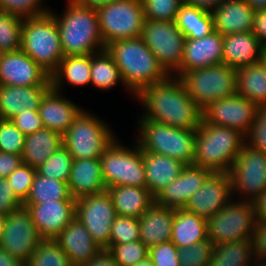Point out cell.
Instances as JSON below:
<instances>
[{"mask_svg": "<svg viewBox=\"0 0 266 266\" xmlns=\"http://www.w3.org/2000/svg\"><path fill=\"white\" fill-rule=\"evenodd\" d=\"M211 14L214 31L223 36L250 32L253 29L255 10L245 0H225Z\"/></svg>", "mask_w": 266, "mask_h": 266, "instance_id": "603a6c76", "label": "cell"}, {"mask_svg": "<svg viewBox=\"0 0 266 266\" xmlns=\"http://www.w3.org/2000/svg\"><path fill=\"white\" fill-rule=\"evenodd\" d=\"M207 239V219L186 209H175L171 241L178 249L192 246Z\"/></svg>", "mask_w": 266, "mask_h": 266, "instance_id": "4dcf8cb0", "label": "cell"}, {"mask_svg": "<svg viewBox=\"0 0 266 266\" xmlns=\"http://www.w3.org/2000/svg\"><path fill=\"white\" fill-rule=\"evenodd\" d=\"M43 2L44 0H0V10L21 18L36 17L51 11L43 8Z\"/></svg>", "mask_w": 266, "mask_h": 266, "instance_id": "c3c4849f", "label": "cell"}, {"mask_svg": "<svg viewBox=\"0 0 266 266\" xmlns=\"http://www.w3.org/2000/svg\"><path fill=\"white\" fill-rule=\"evenodd\" d=\"M136 98L145 112L139 121H154L177 128L197 129L203 119L202 109L188 94L179 77L169 76L166 80L143 88Z\"/></svg>", "mask_w": 266, "mask_h": 266, "instance_id": "6da1fadb", "label": "cell"}, {"mask_svg": "<svg viewBox=\"0 0 266 266\" xmlns=\"http://www.w3.org/2000/svg\"><path fill=\"white\" fill-rule=\"evenodd\" d=\"M53 14L64 56L89 55L105 49L96 8L81 6L68 0L61 17Z\"/></svg>", "mask_w": 266, "mask_h": 266, "instance_id": "277c9868", "label": "cell"}, {"mask_svg": "<svg viewBox=\"0 0 266 266\" xmlns=\"http://www.w3.org/2000/svg\"><path fill=\"white\" fill-rule=\"evenodd\" d=\"M253 10L266 9V0H245Z\"/></svg>", "mask_w": 266, "mask_h": 266, "instance_id": "be15d7a7", "label": "cell"}, {"mask_svg": "<svg viewBox=\"0 0 266 266\" xmlns=\"http://www.w3.org/2000/svg\"><path fill=\"white\" fill-rule=\"evenodd\" d=\"M73 161L68 149L62 145L36 169V172L47 178L68 182Z\"/></svg>", "mask_w": 266, "mask_h": 266, "instance_id": "ab89813d", "label": "cell"}, {"mask_svg": "<svg viewBox=\"0 0 266 266\" xmlns=\"http://www.w3.org/2000/svg\"><path fill=\"white\" fill-rule=\"evenodd\" d=\"M99 159L106 188L126 185L147 188L143 152L138 144L128 148L115 139Z\"/></svg>", "mask_w": 266, "mask_h": 266, "instance_id": "9c48e42d", "label": "cell"}, {"mask_svg": "<svg viewBox=\"0 0 266 266\" xmlns=\"http://www.w3.org/2000/svg\"><path fill=\"white\" fill-rule=\"evenodd\" d=\"M256 222L266 223V190L253 202Z\"/></svg>", "mask_w": 266, "mask_h": 266, "instance_id": "680465c9", "label": "cell"}, {"mask_svg": "<svg viewBox=\"0 0 266 266\" xmlns=\"http://www.w3.org/2000/svg\"><path fill=\"white\" fill-rule=\"evenodd\" d=\"M148 256L154 266H181L178 258V248L172 241L150 248Z\"/></svg>", "mask_w": 266, "mask_h": 266, "instance_id": "f907efd6", "label": "cell"}, {"mask_svg": "<svg viewBox=\"0 0 266 266\" xmlns=\"http://www.w3.org/2000/svg\"><path fill=\"white\" fill-rule=\"evenodd\" d=\"M231 177L228 173H211L189 199L184 209L208 219L232 199Z\"/></svg>", "mask_w": 266, "mask_h": 266, "instance_id": "ac0fdd59", "label": "cell"}, {"mask_svg": "<svg viewBox=\"0 0 266 266\" xmlns=\"http://www.w3.org/2000/svg\"><path fill=\"white\" fill-rule=\"evenodd\" d=\"M115 139L105 121L82 110L63 134V145L73 160L100 158Z\"/></svg>", "mask_w": 266, "mask_h": 266, "instance_id": "52a82bcc", "label": "cell"}, {"mask_svg": "<svg viewBox=\"0 0 266 266\" xmlns=\"http://www.w3.org/2000/svg\"><path fill=\"white\" fill-rule=\"evenodd\" d=\"M62 145L63 135L47 128L26 135L21 153L22 163L37 169Z\"/></svg>", "mask_w": 266, "mask_h": 266, "instance_id": "1f68e13d", "label": "cell"}, {"mask_svg": "<svg viewBox=\"0 0 266 266\" xmlns=\"http://www.w3.org/2000/svg\"><path fill=\"white\" fill-rule=\"evenodd\" d=\"M254 266H266V262H255Z\"/></svg>", "mask_w": 266, "mask_h": 266, "instance_id": "a7ac6f4b", "label": "cell"}, {"mask_svg": "<svg viewBox=\"0 0 266 266\" xmlns=\"http://www.w3.org/2000/svg\"><path fill=\"white\" fill-rule=\"evenodd\" d=\"M72 86H85L91 81V54L64 56L58 67L50 74L53 90L62 91L63 81Z\"/></svg>", "mask_w": 266, "mask_h": 266, "instance_id": "d6a6232c", "label": "cell"}, {"mask_svg": "<svg viewBox=\"0 0 266 266\" xmlns=\"http://www.w3.org/2000/svg\"><path fill=\"white\" fill-rule=\"evenodd\" d=\"M54 240L68 255L72 266L88 263L103 250L76 217H74Z\"/></svg>", "mask_w": 266, "mask_h": 266, "instance_id": "7402d4cb", "label": "cell"}, {"mask_svg": "<svg viewBox=\"0 0 266 266\" xmlns=\"http://www.w3.org/2000/svg\"><path fill=\"white\" fill-rule=\"evenodd\" d=\"M0 85H51L50 74L22 49L0 53Z\"/></svg>", "mask_w": 266, "mask_h": 266, "instance_id": "e0dca14e", "label": "cell"}, {"mask_svg": "<svg viewBox=\"0 0 266 266\" xmlns=\"http://www.w3.org/2000/svg\"><path fill=\"white\" fill-rule=\"evenodd\" d=\"M232 200L207 219L208 239L214 246L252 239L256 224L253 203Z\"/></svg>", "mask_w": 266, "mask_h": 266, "instance_id": "8fae6325", "label": "cell"}, {"mask_svg": "<svg viewBox=\"0 0 266 266\" xmlns=\"http://www.w3.org/2000/svg\"><path fill=\"white\" fill-rule=\"evenodd\" d=\"M214 244L209 240L178 249L181 266H209Z\"/></svg>", "mask_w": 266, "mask_h": 266, "instance_id": "f6af8a7d", "label": "cell"}, {"mask_svg": "<svg viewBox=\"0 0 266 266\" xmlns=\"http://www.w3.org/2000/svg\"><path fill=\"white\" fill-rule=\"evenodd\" d=\"M211 173L203 167L186 165L180 175L155 196V203L171 209H184Z\"/></svg>", "mask_w": 266, "mask_h": 266, "instance_id": "d6986e66", "label": "cell"}, {"mask_svg": "<svg viewBox=\"0 0 266 266\" xmlns=\"http://www.w3.org/2000/svg\"><path fill=\"white\" fill-rule=\"evenodd\" d=\"M76 201L43 202L24 205L43 239H55L74 219Z\"/></svg>", "mask_w": 266, "mask_h": 266, "instance_id": "ffe728a7", "label": "cell"}, {"mask_svg": "<svg viewBox=\"0 0 266 266\" xmlns=\"http://www.w3.org/2000/svg\"><path fill=\"white\" fill-rule=\"evenodd\" d=\"M55 200L76 201L71 197L67 182L47 178L36 172L29 196L23 205L55 202Z\"/></svg>", "mask_w": 266, "mask_h": 266, "instance_id": "8d00e7d4", "label": "cell"}, {"mask_svg": "<svg viewBox=\"0 0 266 266\" xmlns=\"http://www.w3.org/2000/svg\"><path fill=\"white\" fill-rule=\"evenodd\" d=\"M75 3L85 6V7H92L98 8L99 6L105 5L112 0H73Z\"/></svg>", "mask_w": 266, "mask_h": 266, "instance_id": "6125c7cd", "label": "cell"}, {"mask_svg": "<svg viewBox=\"0 0 266 266\" xmlns=\"http://www.w3.org/2000/svg\"><path fill=\"white\" fill-rule=\"evenodd\" d=\"M105 49L120 70L126 90L134 96L170 76L141 37L113 41Z\"/></svg>", "mask_w": 266, "mask_h": 266, "instance_id": "7a4b0ae2", "label": "cell"}, {"mask_svg": "<svg viewBox=\"0 0 266 266\" xmlns=\"http://www.w3.org/2000/svg\"><path fill=\"white\" fill-rule=\"evenodd\" d=\"M252 247L257 262H266V223L256 222L252 236Z\"/></svg>", "mask_w": 266, "mask_h": 266, "instance_id": "db71d44e", "label": "cell"}, {"mask_svg": "<svg viewBox=\"0 0 266 266\" xmlns=\"http://www.w3.org/2000/svg\"><path fill=\"white\" fill-rule=\"evenodd\" d=\"M147 189L155 197L161 190L174 181L186 166L175 158L143 152Z\"/></svg>", "mask_w": 266, "mask_h": 266, "instance_id": "f1b7e54d", "label": "cell"}, {"mask_svg": "<svg viewBox=\"0 0 266 266\" xmlns=\"http://www.w3.org/2000/svg\"><path fill=\"white\" fill-rule=\"evenodd\" d=\"M96 10L105 47L113 41L141 37L145 21L141 0H112Z\"/></svg>", "mask_w": 266, "mask_h": 266, "instance_id": "30bf717a", "label": "cell"}, {"mask_svg": "<svg viewBox=\"0 0 266 266\" xmlns=\"http://www.w3.org/2000/svg\"><path fill=\"white\" fill-rule=\"evenodd\" d=\"M175 209L157 205L155 202L138 219L140 241L148 249L171 241Z\"/></svg>", "mask_w": 266, "mask_h": 266, "instance_id": "83f0119b", "label": "cell"}, {"mask_svg": "<svg viewBox=\"0 0 266 266\" xmlns=\"http://www.w3.org/2000/svg\"><path fill=\"white\" fill-rule=\"evenodd\" d=\"M225 0H183L184 3L212 11L216 6Z\"/></svg>", "mask_w": 266, "mask_h": 266, "instance_id": "91938a15", "label": "cell"}, {"mask_svg": "<svg viewBox=\"0 0 266 266\" xmlns=\"http://www.w3.org/2000/svg\"><path fill=\"white\" fill-rule=\"evenodd\" d=\"M5 217L6 216L0 214V235H1L2 231H3Z\"/></svg>", "mask_w": 266, "mask_h": 266, "instance_id": "003e7915", "label": "cell"}, {"mask_svg": "<svg viewBox=\"0 0 266 266\" xmlns=\"http://www.w3.org/2000/svg\"><path fill=\"white\" fill-rule=\"evenodd\" d=\"M255 261L252 239L240 240L215 245L209 266H254Z\"/></svg>", "mask_w": 266, "mask_h": 266, "instance_id": "d590c367", "label": "cell"}, {"mask_svg": "<svg viewBox=\"0 0 266 266\" xmlns=\"http://www.w3.org/2000/svg\"><path fill=\"white\" fill-rule=\"evenodd\" d=\"M21 49L49 74L58 67L64 53L53 11L24 18Z\"/></svg>", "mask_w": 266, "mask_h": 266, "instance_id": "5b68a950", "label": "cell"}, {"mask_svg": "<svg viewBox=\"0 0 266 266\" xmlns=\"http://www.w3.org/2000/svg\"><path fill=\"white\" fill-rule=\"evenodd\" d=\"M0 266H25L17 258L0 248Z\"/></svg>", "mask_w": 266, "mask_h": 266, "instance_id": "94428289", "label": "cell"}, {"mask_svg": "<svg viewBox=\"0 0 266 266\" xmlns=\"http://www.w3.org/2000/svg\"><path fill=\"white\" fill-rule=\"evenodd\" d=\"M110 194L116 214L139 219L155 202L147 188L114 186L106 189Z\"/></svg>", "mask_w": 266, "mask_h": 266, "instance_id": "f546056e", "label": "cell"}, {"mask_svg": "<svg viewBox=\"0 0 266 266\" xmlns=\"http://www.w3.org/2000/svg\"><path fill=\"white\" fill-rule=\"evenodd\" d=\"M11 121L25 135L35 133L44 128L38 110H24L13 117Z\"/></svg>", "mask_w": 266, "mask_h": 266, "instance_id": "816d5d0a", "label": "cell"}, {"mask_svg": "<svg viewBox=\"0 0 266 266\" xmlns=\"http://www.w3.org/2000/svg\"><path fill=\"white\" fill-rule=\"evenodd\" d=\"M228 174L232 195L253 202L266 190V154L245 143Z\"/></svg>", "mask_w": 266, "mask_h": 266, "instance_id": "4fadbf2b", "label": "cell"}, {"mask_svg": "<svg viewBox=\"0 0 266 266\" xmlns=\"http://www.w3.org/2000/svg\"><path fill=\"white\" fill-rule=\"evenodd\" d=\"M119 266H133L148 257L149 249L140 240L128 244L109 245L107 249Z\"/></svg>", "mask_w": 266, "mask_h": 266, "instance_id": "b9f144b4", "label": "cell"}, {"mask_svg": "<svg viewBox=\"0 0 266 266\" xmlns=\"http://www.w3.org/2000/svg\"><path fill=\"white\" fill-rule=\"evenodd\" d=\"M252 32L266 47V9L255 10Z\"/></svg>", "mask_w": 266, "mask_h": 266, "instance_id": "9f6ffc18", "label": "cell"}, {"mask_svg": "<svg viewBox=\"0 0 266 266\" xmlns=\"http://www.w3.org/2000/svg\"><path fill=\"white\" fill-rule=\"evenodd\" d=\"M236 84L237 94L266 106V70L260 62L237 68Z\"/></svg>", "mask_w": 266, "mask_h": 266, "instance_id": "836d02e7", "label": "cell"}, {"mask_svg": "<svg viewBox=\"0 0 266 266\" xmlns=\"http://www.w3.org/2000/svg\"><path fill=\"white\" fill-rule=\"evenodd\" d=\"M25 139L11 120L0 119V152L21 155Z\"/></svg>", "mask_w": 266, "mask_h": 266, "instance_id": "bcb514c9", "label": "cell"}, {"mask_svg": "<svg viewBox=\"0 0 266 266\" xmlns=\"http://www.w3.org/2000/svg\"><path fill=\"white\" fill-rule=\"evenodd\" d=\"M179 78L202 110L211 102L237 94L236 69L223 63L184 72Z\"/></svg>", "mask_w": 266, "mask_h": 266, "instance_id": "ba28073f", "label": "cell"}, {"mask_svg": "<svg viewBox=\"0 0 266 266\" xmlns=\"http://www.w3.org/2000/svg\"><path fill=\"white\" fill-rule=\"evenodd\" d=\"M264 46L252 31L223 36L222 63L240 68L260 62Z\"/></svg>", "mask_w": 266, "mask_h": 266, "instance_id": "d4e9b609", "label": "cell"}, {"mask_svg": "<svg viewBox=\"0 0 266 266\" xmlns=\"http://www.w3.org/2000/svg\"><path fill=\"white\" fill-rule=\"evenodd\" d=\"M51 88V85H0V119L11 120L24 110H38L42 98Z\"/></svg>", "mask_w": 266, "mask_h": 266, "instance_id": "cb8c5ba5", "label": "cell"}, {"mask_svg": "<svg viewBox=\"0 0 266 266\" xmlns=\"http://www.w3.org/2000/svg\"><path fill=\"white\" fill-rule=\"evenodd\" d=\"M35 174L36 168L22 163L7 177L16 197L22 203H24L29 196Z\"/></svg>", "mask_w": 266, "mask_h": 266, "instance_id": "7dc6e473", "label": "cell"}, {"mask_svg": "<svg viewBox=\"0 0 266 266\" xmlns=\"http://www.w3.org/2000/svg\"><path fill=\"white\" fill-rule=\"evenodd\" d=\"M43 238L38 233L31 214L23 205L11 211L4 221L0 235V248L24 265Z\"/></svg>", "mask_w": 266, "mask_h": 266, "instance_id": "9a60e30c", "label": "cell"}, {"mask_svg": "<svg viewBox=\"0 0 266 266\" xmlns=\"http://www.w3.org/2000/svg\"><path fill=\"white\" fill-rule=\"evenodd\" d=\"M25 266H72L68 255L53 239H43Z\"/></svg>", "mask_w": 266, "mask_h": 266, "instance_id": "f35d334b", "label": "cell"}, {"mask_svg": "<svg viewBox=\"0 0 266 266\" xmlns=\"http://www.w3.org/2000/svg\"><path fill=\"white\" fill-rule=\"evenodd\" d=\"M79 266H119L113 255L107 250H101L88 263Z\"/></svg>", "mask_w": 266, "mask_h": 266, "instance_id": "6f0895ef", "label": "cell"}, {"mask_svg": "<svg viewBox=\"0 0 266 266\" xmlns=\"http://www.w3.org/2000/svg\"><path fill=\"white\" fill-rule=\"evenodd\" d=\"M137 144L142 152L169 156L193 165L196 129L177 128L154 121H138Z\"/></svg>", "mask_w": 266, "mask_h": 266, "instance_id": "8992f818", "label": "cell"}, {"mask_svg": "<svg viewBox=\"0 0 266 266\" xmlns=\"http://www.w3.org/2000/svg\"><path fill=\"white\" fill-rule=\"evenodd\" d=\"M60 94L51 88L42 98L38 112L44 128L63 135L83 109Z\"/></svg>", "mask_w": 266, "mask_h": 266, "instance_id": "484cf974", "label": "cell"}, {"mask_svg": "<svg viewBox=\"0 0 266 266\" xmlns=\"http://www.w3.org/2000/svg\"><path fill=\"white\" fill-rule=\"evenodd\" d=\"M257 110L253 101L236 94L211 102L202 112L205 122L237 129L246 136L255 122Z\"/></svg>", "mask_w": 266, "mask_h": 266, "instance_id": "2e32d148", "label": "cell"}, {"mask_svg": "<svg viewBox=\"0 0 266 266\" xmlns=\"http://www.w3.org/2000/svg\"><path fill=\"white\" fill-rule=\"evenodd\" d=\"M123 83L120 70L112 56L104 49L101 52L91 54V81L90 84L96 88L109 90L117 83Z\"/></svg>", "mask_w": 266, "mask_h": 266, "instance_id": "74e56055", "label": "cell"}, {"mask_svg": "<svg viewBox=\"0 0 266 266\" xmlns=\"http://www.w3.org/2000/svg\"><path fill=\"white\" fill-rule=\"evenodd\" d=\"M245 138L248 146L266 154V106H258L255 122Z\"/></svg>", "mask_w": 266, "mask_h": 266, "instance_id": "681fc988", "label": "cell"}, {"mask_svg": "<svg viewBox=\"0 0 266 266\" xmlns=\"http://www.w3.org/2000/svg\"><path fill=\"white\" fill-rule=\"evenodd\" d=\"M67 184L74 199L106 191L100 159L74 160Z\"/></svg>", "mask_w": 266, "mask_h": 266, "instance_id": "4316f807", "label": "cell"}, {"mask_svg": "<svg viewBox=\"0 0 266 266\" xmlns=\"http://www.w3.org/2000/svg\"><path fill=\"white\" fill-rule=\"evenodd\" d=\"M133 266H154L152 264V261L150 259V257L148 256L147 258H145L144 260L138 261L135 265Z\"/></svg>", "mask_w": 266, "mask_h": 266, "instance_id": "e7e4bbea", "label": "cell"}, {"mask_svg": "<svg viewBox=\"0 0 266 266\" xmlns=\"http://www.w3.org/2000/svg\"><path fill=\"white\" fill-rule=\"evenodd\" d=\"M116 216L112 198L107 190L76 199L75 217L102 249H108L110 245L111 227Z\"/></svg>", "mask_w": 266, "mask_h": 266, "instance_id": "5bb4252c", "label": "cell"}, {"mask_svg": "<svg viewBox=\"0 0 266 266\" xmlns=\"http://www.w3.org/2000/svg\"><path fill=\"white\" fill-rule=\"evenodd\" d=\"M140 240L139 220L117 215L111 227L110 245Z\"/></svg>", "mask_w": 266, "mask_h": 266, "instance_id": "ee69618b", "label": "cell"}, {"mask_svg": "<svg viewBox=\"0 0 266 266\" xmlns=\"http://www.w3.org/2000/svg\"><path fill=\"white\" fill-rule=\"evenodd\" d=\"M23 206L16 197L7 178H0V214L7 216L11 211Z\"/></svg>", "mask_w": 266, "mask_h": 266, "instance_id": "f5cc1de1", "label": "cell"}, {"mask_svg": "<svg viewBox=\"0 0 266 266\" xmlns=\"http://www.w3.org/2000/svg\"><path fill=\"white\" fill-rule=\"evenodd\" d=\"M245 137L237 129L209 124L202 119L196 129L193 165L212 173H229Z\"/></svg>", "mask_w": 266, "mask_h": 266, "instance_id": "3957f363", "label": "cell"}, {"mask_svg": "<svg viewBox=\"0 0 266 266\" xmlns=\"http://www.w3.org/2000/svg\"><path fill=\"white\" fill-rule=\"evenodd\" d=\"M141 38L170 76L181 68L186 37L174 21L145 19Z\"/></svg>", "mask_w": 266, "mask_h": 266, "instance_id": "7c38bea8", "label": "cell"}, {"mask_svg": "<svg viewBox=\"0 0 266 266\" xmlns=\"http://www.w3.org/2000/svg\"><path fill=\"white\" fill-rule=\"evenodd\" d=\"M144 17L149 20L175 21L183 0H141Z\"/></svg>", "mask_w": 266, "mask_h": 266, "instance_id": "7bdbcfd3", "label": "cell"}, {"mask_svg": "<svg viewBox=\"0 0 266 266\" xmlns=\"http://www.w3.org/2000/svg\"><path fill=\"white\" fill-rule=\"evenodd\" d=\"M175 24L186 38H202L214 31L211 11L183 3Z\"/></svg>", "mask_w": 266, "mask_h": 266, "instance_id": "e575fe53", "label": "cell"}, {"mask_svg": "<svg viewBox=\"0 0 266 266\" xmlns=\"http://www.w3.org/2000/svg\"><path fill=\"white\" fill-rule=\"evenodd\" d=\"M260 63L263 65V67H264L265 70H266V47H264V50H263L262 56H261V58H260Z\"/></svg>", "mask_w": 266, "mask_h": 266, "instance_id": "03108f58", "label": "cell"}, {"mask_svg": "<svg viewBox=\"0 0 266 266\" xmlns=\"http://www.w3.org/2000/svg\"><path fill=\"white\" fill-rule=\"evenodd\" d=\"M21 164V155L0 152V178H7Z\"/></svg>", "mask_w": 266, "mask_h": 266, "instance_id": "11a10c76", "label": "cell"}, {"mask_svg": "<svg viewBox=\"0 0 266 266\" xmlns=\"http://www.w3.org/2000/svg\"><path fill=\"white\" fill-rule=\"evenodd\" d=\"M222 56L223 35L219 32L213 31L198 39L186 38L181 68L174 76L180 77L184 72L222 64Z\"/></svg>", "mask_w": 266, "mask_h": 266, "instance_id": "44dd1931", "label": "cell"}, {"mask_svg": "<svg viewBox=\"0 0 266 266\" xmlns=\"http://www.w3.org/2000/svg\"><path fill=\"white\" fill-rule=\"evenodd\" d=\"M24 18L0 10V53L21 49Z\"/></svg>", "mask_w": 266, "mask_h": 266, "instance_id": "60d3db41", "label": "cell"}]
</instances>
